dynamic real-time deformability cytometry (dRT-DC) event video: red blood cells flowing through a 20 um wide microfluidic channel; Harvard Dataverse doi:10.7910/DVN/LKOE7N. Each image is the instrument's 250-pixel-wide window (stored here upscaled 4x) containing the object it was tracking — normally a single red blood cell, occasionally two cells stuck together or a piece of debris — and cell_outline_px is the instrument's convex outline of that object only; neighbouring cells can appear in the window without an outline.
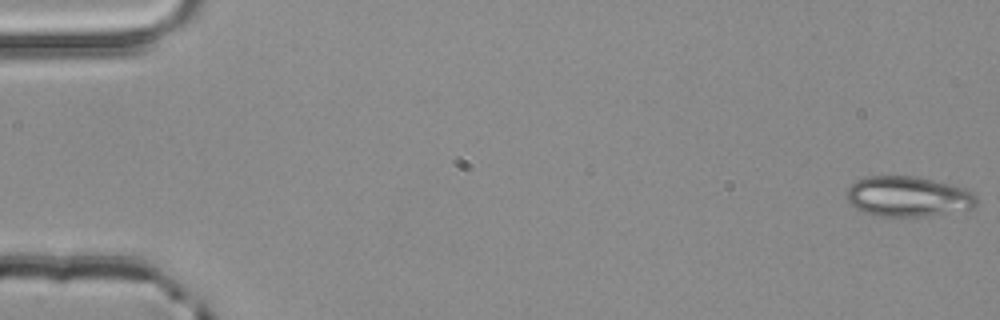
{"species": "common noctule bat (a hibernating species)", "species_latin": "Nyctalus noctula", "temperature_condition": "room temperature", "stored_images_in_passage": 5, "camera_frame_rate_fps": 3000, "um_per_image_px": 0.085, "animal": {"sex": "male", "body_mass_g": 20.4}, "frame": {"image": 1, "passage_image": 1, "time_ms": 0.0, "image_size_px": [1000, 320], "cell_outline_px": [[976, 204], [972, 208], [924, 216], [880, 216], [864, 212], [852, 204], [844, 196], [844, 192], [856, 180], [868, 176], [916, 176], [964, 188], [972, 192], [976, 196]], "centroid_in_image_um": [77.14, 16.69], "position_along_channel_um": 7.9, "area_um2": 30.17}}
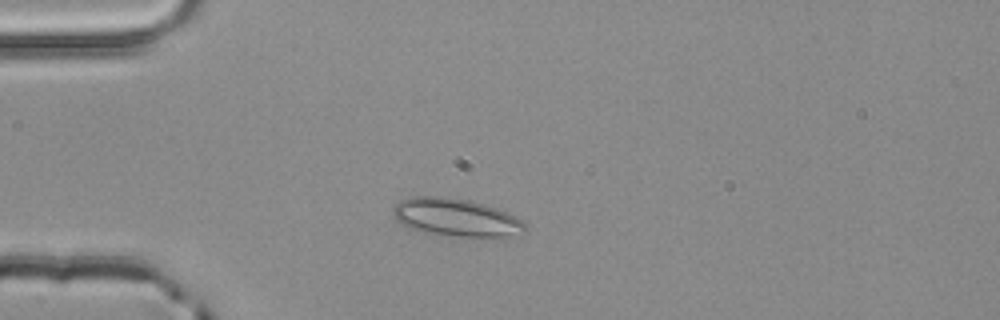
{"frame": {"image": 2, "passage_image": 5, "time_ms": 1.333, "image_size_px": [1000, 320], "cell_outline_px": [[528, 228], [524, 232], [504, 236], [460, 236], [424, 232], [408, 228], [396, 220], [392, 212], [392, 208], [400, 200], [412, 196], [440, 196], [468, 200], [484, 204], [496, 208], [516, 216]], "centroid_in_image_um": [38.71, 18.46], "position_along_channel_um": 46.3, "area_um2": 28.84}}